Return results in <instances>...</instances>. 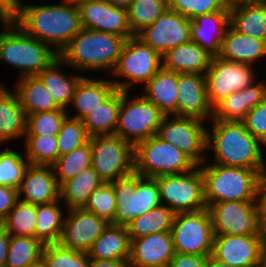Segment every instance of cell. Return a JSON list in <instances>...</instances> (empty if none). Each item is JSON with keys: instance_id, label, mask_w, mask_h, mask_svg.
<instances>
[{"instance_id": "obj_1", "label": "cell", "mask_w": 266, "mask_h": 267, "mask_svg": "<svg viewBox=\"0 0 266 267\" xmlns=\"http://www.w3.org/2000/svg\"><path fill=\"white\" fill-rule=\"evenodd\" d=\"M11 20L58 54L82 28L79 8L69 0L51 5L27 3Z\"/></svg>"}, {"instance_id": "obj_2", "label": "cell", "mask_w": 266, "mask_h": 267, "mask_svg": "<svg viewBox=\"0 0 266 267\" xmlns=\"http://www.w3.org/2000/svg\"><path fill=\"white\" fill-rule=\"evenodd\" d=\"M212 129L207 127L206 149L213 150L212 163L224 166L266 170V146L245 128L243 122L212 119Z\"/></svg>"}, {"instance_id": "obj_3", "label": "cell", "mask_w": 266, "mask_h": 267, "mask_svg": "<svg viewBox=\"0 0 266 267\" xmlns=\"http://www.w3.org/2000/svg\"><path fill=\"white\" fill-rule=\"evenodd\" d=\"M125 41L122 36L82 27L60 51L59 58L75 72L105 70L111 75Z\"/></svg>"}, {"instance_id": "obj_4", "label": "cell", "mask_w": 266, "mask_h": 267, "mask_svg": "<svg viewBox=\"0 0 266 267\" xmlns=\"http://www.w3.org/2000/svg\"><path fill=\"white\" fill-rule=\"evenodd\" d=\"M0 22L4 29L0 32V61L17 68L20 78L37 76L59 58L50 45L28 35L12 20Z\"/></svg>"}, {"instance_id": "obj_5", "label": "cell", "mask_w": 266, "mask_h": 267, "mask_svg": "<svg viewBox=\"0 0 266 267\" xmlns=\"http://www.w3.org/2000/svg\"><path fill=\"white\" fill-rule=\"evenodd\" d=\"M199 167L207 207L224 201H256L260 175L256 170L209 163L207 160Z\"/></svg>"}, {"instance_id": "obj_6", "label": "cell", "mask_w": 266, "mask_h": 267, "mask_svg": "<svg viewBox=\"0 0 266 267\" xmlns=\"http://www.w3.org/2000/svg\"><path fill=\"white\" fill-rule=\"evenodd\" d=\"M116 214L111 224L127 227L135 217L162 205L155 178L132 174L113 181Z\"/></svg>"}, {"instance_id": "obj_7", "label": "cell", "mask_w": 266, "mask_h": 267, "mask_svg": "<svg viewBox=\"0 0 266 267\" xmlns=\"http://www.w3.org/2000/svg\"><path fill=\"white\" fill-rule=\"evenodd\" d=\"M197 165L175 145L154 135L134 147V172L142 177L190 172Z\"/></svg>"}, {"instance_id": "obj_8", "label": "cell", "mask_w": 266, "mask_h": 267, "mask_svg": "<svg viewBox=\"0 0 266 267\" xmlns=\"http://www.w3.org/2000/svg\"><path fill=\"white\" fill-rule=\"evenodd\" d=\"M130 95L121 91V106L115 134L135 147L138 143L157 135L165 115L142 94Z\"/></svg>"}, {"instance_id": "obj_9", "label": "cell", "mask_w": 266, "mask_h": 267, "mask_svg": "<svg viewBox=\"0 0 266 267\" xmlns=\"http://www.w3.org/2000/svg\"><path fill=\"white\" fill-rule=\"evenodd\" d=\"M161 67L162 56L134 35L126 39L117 64L110 75L120 79L111 81L116 89L132 91L131 88L137 83L144 86Z\"/></svg>"}, {"instance_id": "obj_10", "label": "cell", "mask_w": 266, "mask_h": 267, "mask_svg": "<svg viewBox=\"0 0 266 267\" xmlns=\"http://www.w3.org/2000/svg\"><path fill=\"white\" fill-rule=\"evenodd\" d=\"M170 232L175 252L196 256L212 255L215 235L207 208L175 213Z\"/></svg>"}, {"instance_id": "obj_11", "label": "cell", "mask_w": 266, "mask_h": 267, "mask_svg": "<svg viewBox=\"0 0 266 267\" xmlns=\"http://www.w3.org/2000/svg\"><path fill=\"white\" fill-rule=\"evenodd\" d=\"M91 167L104 182H112L134 172V147L116 134L89 138Z\"/></svg>"}, {"instance_id": "obj_12", "label": "cell", "mask_w": 266, "mask_h": 267, "mask_svg": "<svg viewBox=\"0 0 266 267\" xmlns=\"http://www.w3.org/2000/svg\"><path fill=\"white\" fill-rule=\"evenodd\" d=\"M162 205L175 213L206 209L204 181L199 166L182 174L155 177Z\"/></svg>"}, {"instance_id": "obj_13", "label": "cell", "mask_w": 266, "mask_h": 267, "mask_svg": "<svg viewBox=\"0 0 266 267\" xmlns=\"http://www.w3.org/2000/svg\"><path fill=\"white\" fill-rule=\"evenodd\" d=\"M207 127L205 123L179 116H165L157 136L175 145L187 155L197 166L210 159L206 154Z\"/></svg>"}, {"instance_id": "obj_14", "label": "cell", "mask_w": 266, "mask_h": 267, "mask_svg": "<svg viewBox=\"0 0 266 267\" xmlns=\"http://www.w3.org/2000/svg\"><path fill=\"white\" fill-rule=\"evenodd\" d=\"M214 235L260 234L256 201H224L207 207Z\"/></svg>"}, {"instance_id": "obj_15", "label": "cell", "mask_w": 266, "mask_h": 267, "mask_svg": "<svg viewBox=\"0 0 266 267\" xmlns=\"http://www.w3.org/2000/svg\"><path fill=\"white\" fill-rule=\"evenodd\" d=\"M253 65L213 57L205 73L207 97L212 108L223 98L256 82Z\"/></svg>"}, {"instance_id": "obj_16", "label": "cell", "mask_w": 266, "mask_h": 267, "mask_svg": "<svg viewBox=\"0 0 266 267\" xmlns=\"http://www.w3.org/2000/svg\"><path fill=\"white\" fill-rule=\"evenodd\" d=\"M191 20L167 8L155 22L136 36L161 56L168 50L191 41Z\"/></svg>"}, {"instance_id": "obj_17", "label": "cell", "mask_w": 266, "mask_h": 267, "mask_svg": "<svg viewBox=\"0 0 266 267\" xmlns=\"http://www.w3.org/2000/svg\"><path fill=\"white\" fill-rule=\"evenodd\" d=\"M212 256L233 267H254L266 261L260 234L215 235Z\"/></svg>"}, {"instance_id": "obj_18", "label": "cell", "mask_w": 266, "mask_h": 267, "mask_svg": "<svg viewBox=\"0 0 266 267\" xmlns=\"http://www.w3.org/2000/svg\"><path fill=\"white\" fill-rule=\"evenodd\" d=\"M76 4L83 28L122 36L125 39L134 36L126 9L115 7L105 0H79Z\"/></svg>"}, {"instance_id": "obj_19", "label": "cell", "mask_w": 266, "mask_h": 267, "mask_svg": "<svg viewBox=\"0 0 266 267\" xmlns=\"http://www.w3.org/2000/svg\"><path fill=\"white\" fill-rule=\"evenodd\" d=\"M64 211L65 218L58 244L67 249L86 253L109 223L82 208L64 209Z\"/></svg>"}, {"instance_id": "obj_20", "label": "cell", "mask_w": 266, "mask_h": 267, "mask_svg": "<svg viewBox=\"0 0 266 267\" xmlns=\"http://www.w3.org/2000/svg\"><path fill=\"white\" fill-rule=\"evenodd\" d=\"M177 116L203 123L212 120L213 108L207 97L205 75L178 73Z\"/></svg>"}, {"instance_id": "obj_21", "label": "cell", "mask_w": 266, "mask_h": 267, "mask_svg": "<svg viewBox=\"0 0 266 267\" xmlns=\"http://www.w3.org/2000/svg\"><path fill=\"white\" fill-rule=\"evenodd\" d=\"M175 255L170 231L131 240L129 267H167Z\"/></svg>"}, {"instance_id": "obj_22", "label": "cell", "mask_w": 266, "mask_h": 267, "mask_svg": "<svg viewBox=\"0 0 266 267\" xmlns=\"http://www.w3.org/2000/svg\"><path fill=\"white\" fill-rule=\"evenodd\" d=\"M18 200L33 205L59 200V185L52 166L30 165L18 188Z\"/></svg>"}, {"instance_id": "obj_23", "label": "cell", "mask_w": 266, "mask_h": 267, "mask_svg": "<svg viewBox=\"0 0 266 267\" xmlns=\"http://www.w3.org/2000/svg\"><path fill=\"white\" fill-rule=\"evenodd\" d=\"M257 81L235 91L213 107L212 119L242 122L248 112L266 99V82Z\"/></svg>"}, {"instance_id": "obj_24", "label": "cell", "mask_w": 266, "mask_h": 267, "mask_svg": "<svg viewBox=\"0 0 266 267\" xmlns=\"http://www.w3.org/2000/svg\"><path fill=\"white\" fill-rule=\"evenodd\" d=\"M228 26L229 9L197 16L191 20V41L216 57L220 54Z\"/></svg>"}, {"instance_id": "obj_25", "label": "cell", "mask_w": 266, "mask_h": 267, "mask_svg": "<svg viewBox=\"0 0 266 267\" xmlns=\"http://www.w3.org/2000/svg\"><path fill=\"white\" fill-rule=\"evenodd\" d=\"M229 25L241 34L266 42L265 0H245L229 4Z\"/></svg>"}, {"instance_id": "obj_26", "label": "cell", "mask_w": 266, "mask_h": 267, "mask_svg": "<svg viewBox=\"0 0 266 267\" xmlns=\"http://www.w3.org/2000/svg\"><path fill=\"white\" fill-rule=\"evenodd\" d=\"M213 55L193 41L181 44L162 55V67L177 73L205 75Z\"/></svg>"}, {"instance_id": "obj_27", "label": "cell", "mask_w": 266, "mask_h": 267, "mask_svg": "<svg viewBox=\"0 0 266 267\" xmlns=\"http://www.w3.org/2000/svg\"><path fill=\"white\" fill-rule=\"evenodd\" d=\"M219 58L236 63L253 65L266 57V42L244 35L228 26Z\"/></svg>"}, {"instance_id": "obj_28", "label": "cell", "mask_w": 266, "mask_h": 267, "mask_svg": "<svg viewBox=\"0 0 266 267\" xmlns=\"http://www.w3.org/2000/svg\"><path fill=\"white\" fill-rule=\"evenodd\" d=\"M178 73L161 67L142 87V95L165 116H177Z\"/></svg>"}, {"instance_id": "obj_29", "label": "cell", "mask_w": 266, "mask_h": 267, "mask_svg": "<svg viewBox=\"0 0 266 267\" xmlns=\"http://www.w3.org/2000/svg\"><path fill=\"white\" fill-rule=\"evenodd\" d=\"M95 78L97 77L88 78L85 75L79 81L69 104V107L73 106L77 112L68 117L82 120L116 90L111 79Z\"/></svg>"}, {"instance_id": "obj_30", "label": "cell", "mask_w": 266, "mask_h": 267, "mask_svg": "<svg viewBox=\"0 0 266 267\" xmlns=\"http://www.w3.org/2000/svg\"><path fill=\"white\" fill-rule=\"evenodd\" d=\"M131 241L127 227L109 223L88 249L93 260H129Z\"/></svg>"}, {"instance_id": "obj_31", "label": "cell", "mask_w": 266, "mask_h": 267, "mask_svg": "<svg viewBox=\"0 0 266 267\" xmlns=\"http://www.w3.org/2000/svg\"><path fill=\"white\" fill-rule=\"evenodd\" d=\"M27 116L16 93L0 84V145L24 137Z\"/></svg>"}, {"instance_id": "obj_32", "label": "cell", "mask_w": 266, "mask_h": 267, "mask_svg": "<svg viewBox=\"0 0 266 267\" xmlns=\"http://www.w3.org/2000/svg\"><path fill=\"white\" fill-rule=\"evenodd\" d=\"M67 65L60 59H56L49 67L43 69L37 77L45 85L55 103L62 109L68 110L79 81L84 75L79 73L67 76L63 73Z\"/></svg>"}, {"instance_id": "obj_33", "label": "cell", "mask_w": 266, "mask_h": 267, "mask_svg": "<svg viewBox=\"0 0 266 267\" xmlns=\"http://www.w3.org/2000/svg\"><path fill=\"white\" fill-rule=\"evenodd\" d=\"M13 91L26 116L61 109L37 76L19 77Z\"/></svg>"}, {"instance_id": "obj_34", "label": "cell", "mask_w": 266, "mask_h": 267, "mask_svg": "<svg viewBox=\"0 0 266 267\" xmlns=\"http://www.w3.org/2000/svg\"><path fill=\"white\" fill-rule=\"evenodd\" d=\"M120 106L121 90L116 89L106 100L82 119L88 136L115 134Z\"/></svg>"}, {"instance_id": "obj_35", "label": "cell", "mask_w": 266, "mask_h": 267, "mask_svg": "<svg viewBox=\"0 0 266 267\" xmlns=\"http://www.w3.org/2000/svg\"><path fill=\"white\" fill-rule=\"evenodd\" d=\"M103 182L92 167L62 182L59 185V199L64 205L63 208H82L89 195Z\"/></svg>"}, {"instance_id": "obj_36", "label": "cell", "mask_w": 266, "mask_h": 267, "mask_svg": "<svg viewBox=\"0 0 266 267\" xmlns=\"http://www.w3.org/2000/svg\"><path fill=\"white\" fill-rule=\"evenodd\" d=\"M60 199L37 205L35 238L44 245L58 243L64 222V211Z\"/></svg>"}, {"instance_id": "obj_37", "label": "cell", "mask_w": 266, "mask_h": 267, "mask_svg": "<svg viewBox=\"0 0 266 267\" xmlns=\"http://www.w3.org/2000/svg\"><path fill=\"white\" fill-rule=\"evenodd\" d=\"M175 212L164 205L135 217L127 226L130 241L172 229Z\"/></svg>"}, {"instance_id": "obj_38", "label": "cell", "mask_w": 266, "mask_h": 267, "mask_svg": "<svg viewBox=\"0 0 266 267\" xmlns=\"http://www.w3.org/2000/svg\"><path fill=\"white\" fill-rule=\"evenodd\" d=\"M44 244L35 237L10 236L5 267H38Z\"/></svg>"}, {"instance_id": "obj_39", "label": "cell", "mask_w": 266, "mask_h": 267, "mask_svg": "<svg viewBox=\"0 0 266 267\" xmlns=\"http://www.w3.org/2000/svg\"><path fill=\"white\" fill-rule=\"evenodd\" d=\"M90 141L85 145L74 149L72 152L60 156L51 166L54 170L58 185L73 178L85 169L91 167Z\"/></svg>"}, {"instance_id": "obj_40", "label": "cell", "mask_w": 266, "mask_h": 267, "mask_svg": "<svg viewBox=\"0 0 266 267\" xmlns=\"http://www.w3.org/2000/svg\"><path fill=\"white\" fill-rule=\"evenodd\" d=\"M23 143L30 165L51 166L59 158L57 136H25Z\"/></svg>"}, {"instance_id": "obj_41", "label": "cell", "mask_w": 266, "mask_h": 267, "mask_svg": "<svg viewBox=\"0 0 266 267\" xmlns=\"http://www.w3.org/2000/svg\"><path fill=\"white\" fill-rule=\"evenodd\" d=\"M167 8V0H133L127 9L132 34L152 25Z\"/></svg>"}, {"instance_id": "obj_42", "label": "cell", "mask_w": 266, "mask_h": 267, "mask_svg": "<svg viewBox=\"0 0 266 267\" xmlns=\"http://www.w3.org/2000/svg\"><path fill=\"white\" fill-rule=\"evenodd\" d=\"M37 205L18 200L3 222L10 236L35 237Z\"/></svg>"}, {"instance_id": "obj_43", "label": "cell", "mask_w": 266, "mask_h": 267, "mask_svg": "<svg viewBox=\"0 0 266 267\" xmlns=\"http://www.w3.org/2000/svg\"><path fill=\"white\" fill-rule=\"evenodd\" d=\"M41 267H89L87 253L64 248L58 243L46 244L41 255Z\"/></svg>"}, {"instance_id": "obj_44", "label": "cell", "mask_w": 266, "mask_h": 267, "mask_svg": "<svg viewBox=\"0 0 266 267\" xmlns=\"http://www.w3.org/2000/svg\"><path fill=\"white\" fill-rule=\"evenodd\" d=\"M15 151L8 148L0 151V185L18 189L30 163L25 154Z\"/></svg>"}, {"instance_id": "obj_45", "label": "cell", "mask_w": 266, "mask_h": 267, "mask_svg": "<svg viewBox=\"0 0 266 267\" xmlns=\"http://www.w3.org/2000/svg\"><path fill=\"white\" fill-rule=\"evenodd\" d=\"M83 210L104 218L108 223L115 219L117 204L112 182H103L88 197Z\"/></svg>"}, {"instance_id": "obj_46", "label": "cell", "mask_w": 266, "mask_h": 267, "mask_svg": "<svg viewBox=\"0 0 266 267\" xmlns=\"http://www.w3.org/2000/svg\"><path fill=\"white\" fill-rule=\"evenodd\" d=\"M71 113L64 109L35 113L27 116L25 136H57L64 119Z\"/></svg>"}, {"instance_id": "obj_47", "label": "cell", "mask_w": 266, "mask_h": 267, "mask_svg": "<svg viewBox=\"0 0 266 267\" xmlns=\"http://www.w3.org/2000/svg\"><path fill=\"white\" fill-rule=\"evenodd\" d=\"M89 138L82 120L67 116L57 134L59 157L85 145Z\"/></svg>"}, {"instance_id": "obj_48", "label": "cell", "mask_w": 266, "mask_h": 267, "mask_svg": "<svg viewBox=\"0 0 266 267\" xmlns=\"http://www.w3.org/2000/svg\"><path fill=\"white\" fill-rule=\"evenodd\" d=\"M167 7L189 20L222 9H229L225 0H167Z\"/></svg>"}, {"instance_id": "obj_49", "label": "cell", "mask_w": 266, "mask_h": 267, "mask_svg": "<svg viewBox=\"0 0 266 267\" xmlns=\"http://www.w3.org/2000/svg\"><path fill=\"white\" fill-rule=\"evenodd\" d=\"M242 122L246 130L266 146V99L251 109Z\"/></svg>"}, {"instance_id": "obj_50", "label": "cell", "mask_w": 266, "mask_h": 267, "mask_svg": "<svg viewBox=\"0 0 266 267\" xmlns=\"http://www.w3.org/2000/svg\"><path fill=\"white\" fill-rule=\"evenodd\" d=\"M17 201L18 189L0 185V223L5 221Z\"/></svg>"}, {"instance_id": "obj_51", "label": "cell", "mask_w": 266, "mask_h": 267, "mask_svg": "<svg viewBox=\"0 0 266 267\" xmlns=\"http://www.w3.org/2000/svg\"><path fill=\"white\" fill-rule=\"evenodd\" d=\"M208 256H196L175 252L167 267H206Z\"/></svg>"}, {"instance_id": "obj_52", "label": "cell", "mask_w": 266, "mask_h": 267, "mask_svg": "<svg viewBox=\"0 0 266 267\" xmlns=\"http://www.w3.org/2000/svg\"><path fill=\"white\" fill-rule=\"evenodd\" d=\"M256 205L260 219H266V170L260 173L256 186Z\"/></svg>"}, {"instance_id": "obj_53", "label": "cell", "mask_w": 266, "mask_h": 267, "mask_svg": "<svg viewBox=\"0 0 266 267\" xmlns=\"http://www.w3.org/2000/svg\"><path fill=\"white\" fill-rule=\"evenodd\" d=\"M24 5L21 0H0V20H11Z\"/></svg>"}, {"instance_id": "obj_54", "label": "cell", "mask_w": 266, "mask_h": 267, "mask_svg": "<svg viewBox=\"0 0 266 267\" xmlns=\"http://www.w3.org/2000/svg\"><path fill=\"white\" fill-rule=\"evenodd\" d=\"M10 235L3 223H0V267H5Z\"/></svg>"}, {"instance_id": "obj_55", "label": "cell", "mask_w": 266, "mask_h": 267, "mask_svg": "<svg viewBox=\"0 0 266 267\" xmlns=\"http://www.w3.org/2000/svg\"><path fill=\"white\" fill-rule=\"evenodd\" d=\"M89 267H129L125 260H93L90 259Z\"/></svg>"}, {"instance_id": "obj_56", "label": "cell", "mask_w": 266, "mask_h": 267, "mask_svg": "<svg viewBox=\"0 0 266 267\" xmlns=\"http://www.w3.org/2000/svg\"><path fill=\"white\" fill-rule=\"evenodd\" d=\"M260 236L263 252L266 256V219H260Z\"/></svg>"}, {"instance_id": "obj_57", "label": "cell", "mask_w": 266, "mask_h": 267, "mask_svg": "<svg viewBox=\"0 0 266 267\" xmlns=\"http://www.w3.org/2000/svg\"><path fill=\"white\" fill-rule=\"evenodd\" d=\"M115 7L128 9L133 0H105Z\"/></svg>"}, {"instance_id": "obj_58", "label": "cell", "mask_w": 266, "mask_h": 267, "mask_svg": "<svg viewBox=\"0 0 266 267\" xmlns=\"http://www.w3.org/2000/svg\"><path fill=\"white\" fill-rule=\"evenodd\" d=\"M206 267H233L229 264L222 263L215 259L212 255L208 256Z\"/></svg>"}, {"instance_id": "obj_59", "label": "cell", "mask_w": 266, "mask_h": 267, "mask_svg": "<svg viewBox=\"0 0 266 267\" xmlns=\"http://www.w3.org/2000/svg\"><path fill=\"white\" fill-rule=\"evenodd\" d=\"M228 4L237 2V1H245V0H225Z\"/></svg>"}, {"instance_id": "obj_60", "label": "cell", "mask_w": 266, "mask_h": 267, "mask_svg": "<svg viewBox=\"0 0 266 267\" xmlns=\"http://www.w3.org/2000/svg\"><path fill=\"white\" fill-rule=\"evenodd\" d=\"M262 267H266V261L262 264Z\"/></svg>"}]
</instances>
